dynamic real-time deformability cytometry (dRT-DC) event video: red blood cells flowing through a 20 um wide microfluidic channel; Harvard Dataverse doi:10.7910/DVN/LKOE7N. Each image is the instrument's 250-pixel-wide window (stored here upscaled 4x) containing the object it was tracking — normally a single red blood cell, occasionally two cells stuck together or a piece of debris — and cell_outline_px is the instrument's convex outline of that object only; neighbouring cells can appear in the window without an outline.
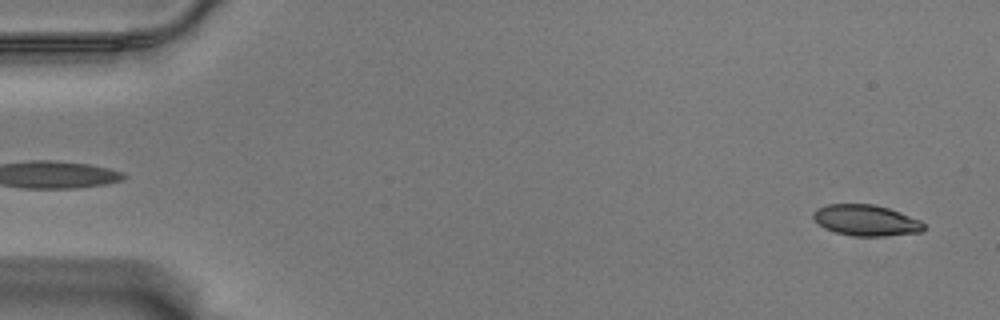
{"species": "Egyptian fruit bat (a non-hibernating species)", "species_latin": "Rousettus aegyptiacus", "temperature_condition": "warm", "stored_images_in_passage": 57, "camera_frame_rate_fps": 3000, "um_per_image_px": 0.085, "animal": {"sex": "male"}, "frame": {"image": 1, "passage_image": 2, "time_ms": 0.333, "image_size_px": [1000, 320], "cell_outline_px": [[924, 228], [920, 232], [884, 236], [852, 236], [836, 232], [824, 228], [812, 216], [812, 212], [816, 208], [828, 204], [876, 204], [900, 212], [920, 220], [924, 224]], "centroid_in_image_um": [73.59, 18.72], "position_along_channel_um": 11.4, "area_um2": 19.94}}
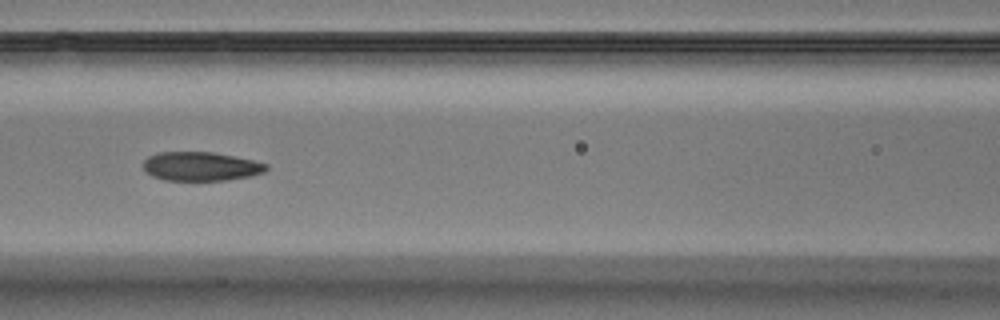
{"frame": {"image": 2, "passage_image": 25, "time_ms": 8.0, "image_size_px": [1000, 320], "cell_outline_px": [[268, 168], [264, 172], [252, 176], [224, 180], [164, 180], [152, 176], [144, 172], [144, 160], [148, 156], [156, 152], [212, 152], [252, 160], [268, 164]], "centroid_in_image_um": [17.04, 14.14], "position_along_channel_um": 149.6, "area_um2": 20.75}}
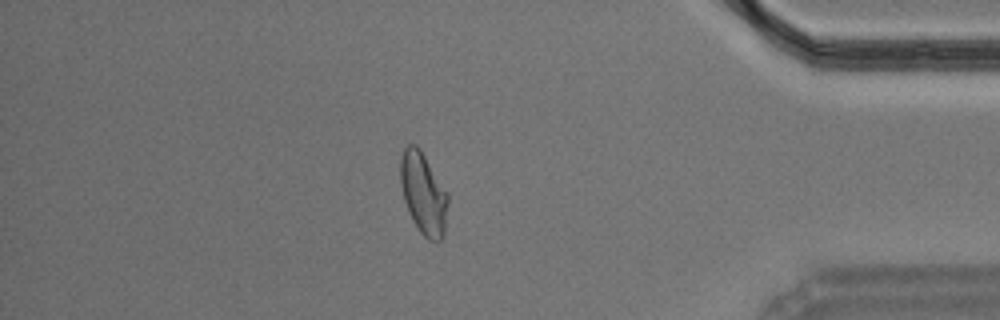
{"frame": {"image": 3, "passage_image": 49, "time_ms": 16.0, "image_size_px": [1000, 320], "cell_outline_px": [[448, 204], [444, 236], [440, 240], [428, 240], [420, 232], [412, 220], [408, 212], [404, 200], [400, 184], [400, 160], [404, 148], [408, 144], [416, 144], [420, 148], [448, 192]], "centroid_in_image_um": [35.99, 16.43], "position_along_channel_um": 399.2, "area_um2": 22.89}, "authors_computed_cell_mechanics": {"area_um2": 21.4438, "velocity_mm_per_s": 3.5275, "shape_relaxation_time_tau1_ms": 6.2982, "shape_relaxation_time_tau2_ms": 2.0607, "deformation_change_tau1": 0.1812, "deformation_change_tau2": 0.0624}}